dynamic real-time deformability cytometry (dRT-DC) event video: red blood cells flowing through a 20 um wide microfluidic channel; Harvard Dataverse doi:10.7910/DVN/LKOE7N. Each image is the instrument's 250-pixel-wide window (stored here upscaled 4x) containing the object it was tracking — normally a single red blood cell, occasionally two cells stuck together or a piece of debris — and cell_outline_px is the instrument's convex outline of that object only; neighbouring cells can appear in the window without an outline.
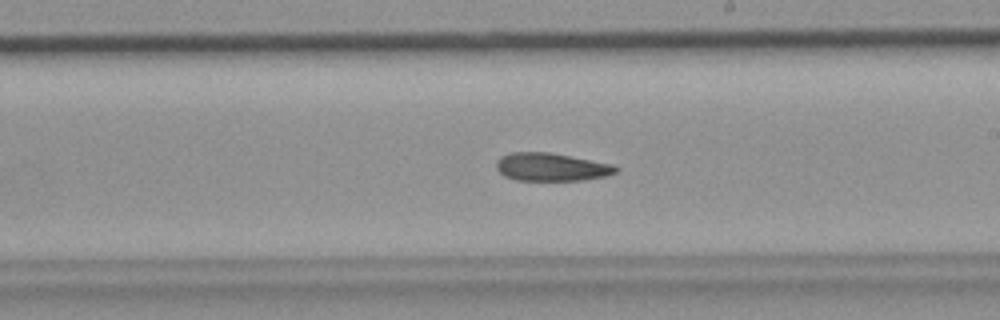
{"species": "common noctule bat (a hibernating species)", "species_latin": "Nyctalus noctula", "temperature_condition": "room temperature", "stored_images_in_passage": 45, "camera_frame_rate_fps": 3000, "um_per_image_px": 0.085, "animal": {"sex": "female", "body_mass_g": 19.9}, "frame": {"image": 1, "passage_image": 26, "time_ms": 8.333, "image_size_px": [1000, 320], "cell_outline_px": [[620, 168], [616, 172], [604, 176], [584, 180], [516, 180], [504, 176], [496, 168], [496, 160], [500, 156], [512, 152], [548, 152], [612, 164]], "centroid_in_image_um": [46.82, 14.19], "position_along_channel_um": 242.2, "area_um2": 19.42}}